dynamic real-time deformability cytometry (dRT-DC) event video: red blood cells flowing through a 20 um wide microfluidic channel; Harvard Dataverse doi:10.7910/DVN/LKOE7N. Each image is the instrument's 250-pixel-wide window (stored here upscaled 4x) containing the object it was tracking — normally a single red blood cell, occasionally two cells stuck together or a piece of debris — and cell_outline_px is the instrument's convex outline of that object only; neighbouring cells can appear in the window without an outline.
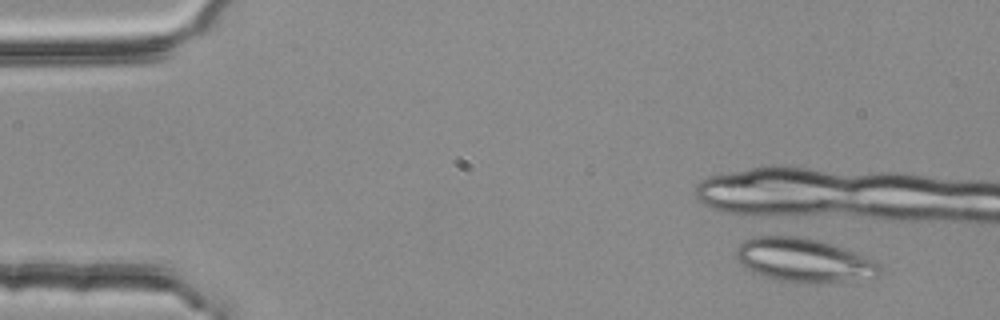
{"species": "common noctule bat (a hibernating species)", "species_latin": "Nyctalus noctula", "temperature_condition": "room temperature", "stored_images_in_passage": 1, "camera_frame_rate_fps": 3000, "um_per_image_px": 0.085, "animal": {"sex": "female", "body_mass_g": 25.1}, "frame": {"image": 1, "passage_image": 1, "time_ms": 0.0, "image_size_px": [1000, 320], "cell_outline_px": [[880, 272], [872, 280], [816, 284], [780, 280], [764, 276], [752, 272], [740, 264], [736, 256], [736, 248], [744, 240], [752, 236], [804, 236], [844, 248], [876, 260], [880, 264]], "centroid_in_image_um": [68.38, 22.13], "position_along_channel_um": 16.6, "area_um2": 37.28}}